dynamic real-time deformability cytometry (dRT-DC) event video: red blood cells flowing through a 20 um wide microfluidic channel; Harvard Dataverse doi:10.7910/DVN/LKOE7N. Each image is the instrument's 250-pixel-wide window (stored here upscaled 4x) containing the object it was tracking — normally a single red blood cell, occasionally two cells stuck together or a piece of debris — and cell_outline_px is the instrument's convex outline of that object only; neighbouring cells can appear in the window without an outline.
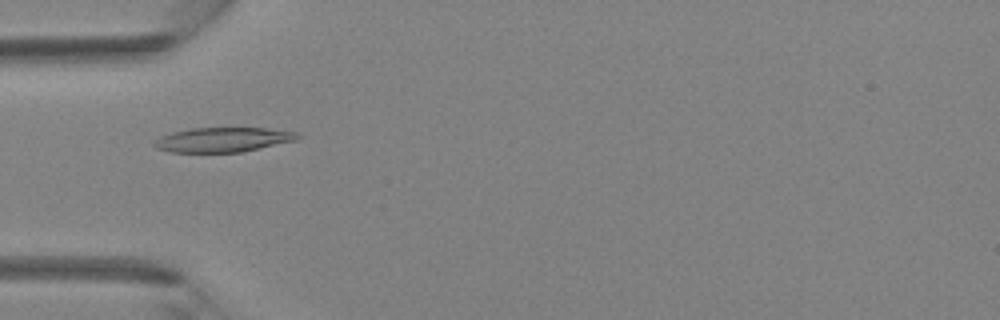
{"species": "Egyptian fruit bat (a non-hibernating species)", "species_latin": "Rousettus aegyptiacus", "temperature_condition": "room temperature", "stored_images_in_passage": 42, "camera_frame_rate_fps": 3000, "um_per_image_px": 0.085, "animal": {"sex": "female"}, "frame": {"image": 1, "passage_image": 14, "time_ms": 4.333, "image_size_px": [1000, 320], "cell_outline_px": [[300, 136], [296, 140], [240, 152], [172, 152], [156, 148], [152, 144], [160, 136], [172, 132], [192, 128], [264, 128], [296, 132]], "centroid_in_image_um": [18.91, 11.87], "position_along_channel_um": 66.1, "area_um2": 20.29}}
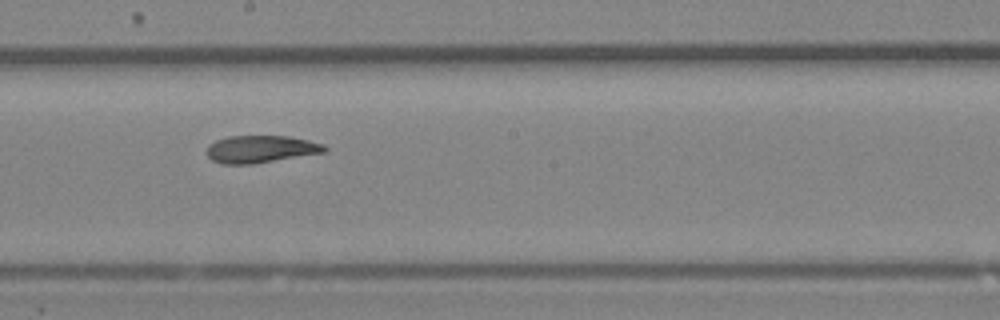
{"frame": {"image": 2, "passage_image": 24, "time_ms": 7.667, "image_size_px": [1000, 320], "cell_outline_px": [[328, 152], [252, 164], [220, 164], [212, 160], [208, 156], [208, 144], [216, 140], [228, 136], [288, 136], [308, 140], [324, 144], [328, 148]], "centroid_in_image_um": [22.19, 12.68], "position_along_channel_um": 226.0, "area_um2": 18.9}}
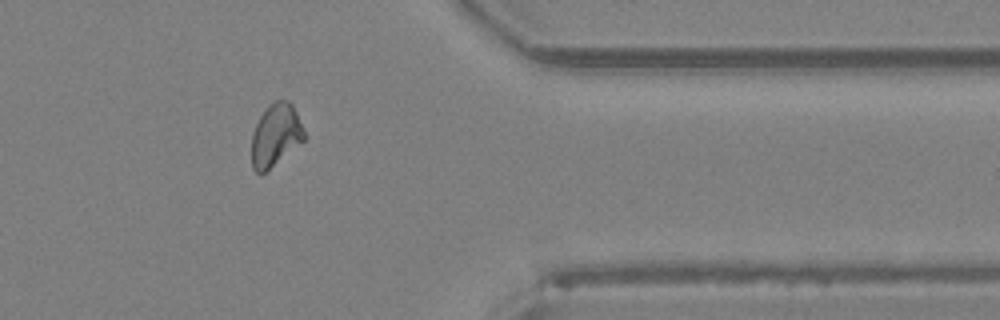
{"frame": {"image": 3, "passage_image": 35, "time_ms": 11.333, "image_size_px": [1000, 320], "cell_outline_px": [[304, 140], [260, 176], [252, 168], [252, 132], [260, 116], [268, 104], [276, 100], [288, 100], [292, 104], [296, 112], [304, 132]], "centroid_in_image_um": [23.4, 11.48], "position_along_channel_um": 388.0, "area_um2": 18.96}}